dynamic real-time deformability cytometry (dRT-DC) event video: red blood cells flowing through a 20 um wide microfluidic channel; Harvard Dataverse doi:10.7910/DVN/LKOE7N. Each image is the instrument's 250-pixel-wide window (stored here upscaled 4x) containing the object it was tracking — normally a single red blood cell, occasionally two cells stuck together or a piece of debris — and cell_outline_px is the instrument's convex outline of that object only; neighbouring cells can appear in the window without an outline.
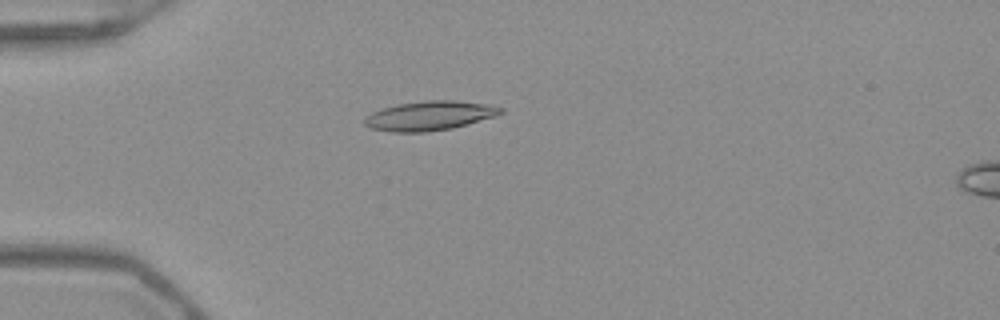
{"species": "Egyptian fruit bat (a non-hibernating species)", "species_latin": "Rousettus aegyptiacus", "temperature_condition": "warm", "stored_images_in_passage": 52, "camera_frame_rate_fps": 3000, "um_per_image_px": 0.085, "frame": {"image": 1, "passage_image": 15, "time_ms": 4.667, "image_size_px": [1000, 320], "cell_outline_px": [[504, 112], [496, 116], [452, 128], [424, 132], [392, 132], [372, 128], [364, 124], [364, 116], [372, 112], [396, 104], [428, 100], [452, 100], [492, 104], [504, 108]], "centroid_in_image_um": [36.54, 9.83], "position_along_channel_um": 48.5, "area_um2": 23.35}}
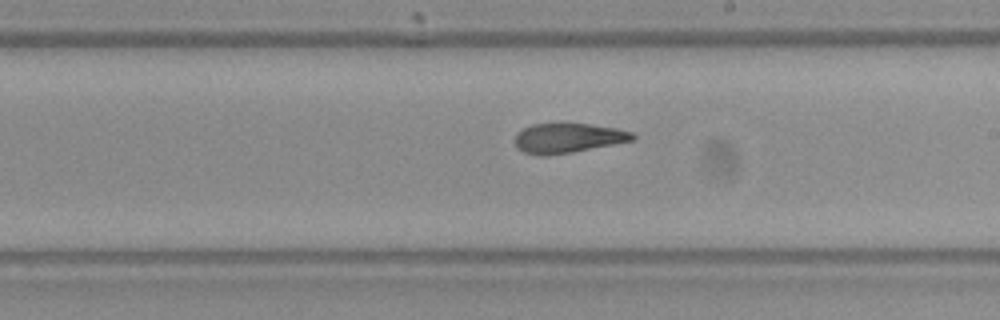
{"frame": {"image": 2, "passage_image": 31, "time_ms": 10.0, "image_size_px": [1000, 320], "cell_outline_px": [[636, 140], [572, 152], [544, 156], [540, 156], [524, 152], [516, 148], [516, 132], [532, 124], [588, 124], [616, 128], [632, 132], [636, 136]], "centroid_in_image_um": [48.28, 11.74], "position_along_channel_um": 240.7, "area_um2": 20.29}}
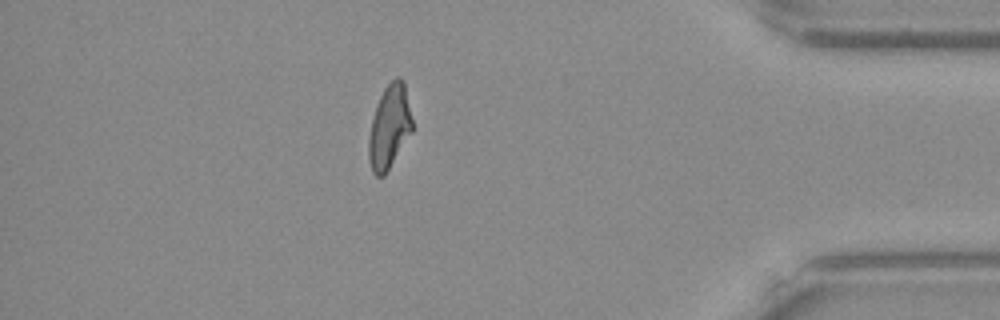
{"frame": {"image": 3, "passage_image": 46, "time_ms": 15.0, "image_size_px": [1000, 320], "cell_outline_px": [[412, 132], [384, 176], [376, 176], [372, 172], [368, 160], [368, 136], [376, 104], [384, 88], [396, 76], [400, 76], [404, 80], [412, 120]], "centroid_in_image_um": [33.08, 10.78], "position_along_channel_um": 402.1, "area_um2": 21.33}, "authors_computed_cell_mechanics": {"area_um2": 21.386, "velocity_mm_per_s": 3.9516, "shape_relaxation_time_tau1_ms": 6.9652, "shape_relaxation_time_tau2_ms": 1.9691, "deformation_change_tau1": 0.24, "deformation_change_tau2": 0.1088}}